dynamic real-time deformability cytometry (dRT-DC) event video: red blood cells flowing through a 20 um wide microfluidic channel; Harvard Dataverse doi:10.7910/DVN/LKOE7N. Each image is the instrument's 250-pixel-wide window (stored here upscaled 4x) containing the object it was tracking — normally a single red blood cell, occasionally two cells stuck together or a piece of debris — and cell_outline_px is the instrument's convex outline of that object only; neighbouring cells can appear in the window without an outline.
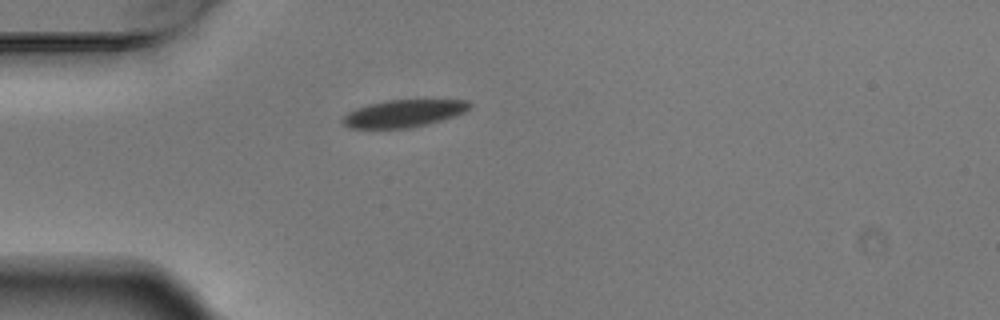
{"species": "Egyptian fruit bat (a non-hibernating species)", "species_latin": "Rousettus aegyptiacus", "temperature_condition": "warm", "stored_images_in_passage": 2, "camera_frame_rate_fps": 3000, "um_per_image_px": 0.085, "animal": {"sex": "male"}, "frame": {"image": 1, "passage_image": 1, "time_ms": 0.0, "image_size_px": [1000, 320], "cell_outline_px": [[472, 104], [464, 112], [440, 120], [408, 128], [348, 128], [340, 120], [348, 112], [356, 108], [368, 104], [388, 100], [468, 100]], "centroid_in_image_um": [34.25, 9.63], "position_along_channel_um": 50.7, "area_um2": 19.94}}